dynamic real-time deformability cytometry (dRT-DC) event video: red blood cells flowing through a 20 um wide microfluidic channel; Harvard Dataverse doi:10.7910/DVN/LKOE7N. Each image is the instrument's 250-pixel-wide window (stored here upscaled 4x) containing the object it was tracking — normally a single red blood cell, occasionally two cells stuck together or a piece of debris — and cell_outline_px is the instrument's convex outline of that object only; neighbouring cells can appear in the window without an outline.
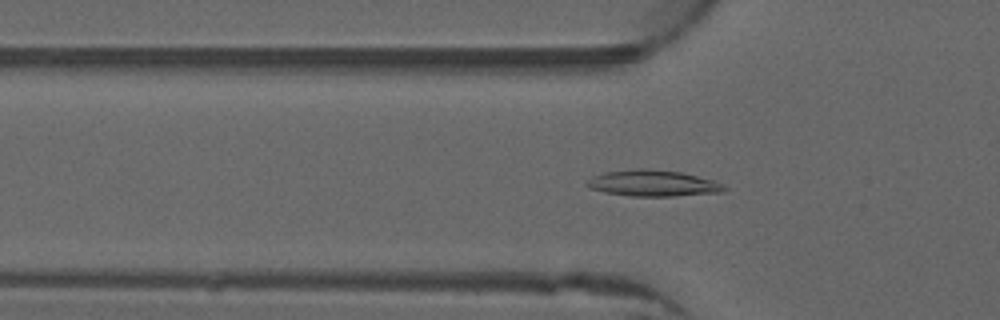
{"species": "common noctule bat (a hibernating species)", "species_latin": "Nyctalus noctula", "temperature_condition": "warm", "stored_images_in_passage": 51, "camera_frame_rate_fps": 3000, "um_per_image_px": 0.085, "animal": {"sex": "male", "forearm_length_mm": 52.5}, "frame": {"image": 1, "passage_image": 16, "time_ms": 5.0, "image_size_px": [1000, 320], "cell_outline_px": [[728, 188], [724, 192], [676, 196], [632, 196], [604, 192], [592, 188], [584, 184], [592, 176], [604, 172], [640, 168], [648, 168], [680, 172], [712, 180], [724, 184]], "centroid_in_image_um": [55.52, 15.57], "position_along_channel_um": 70.3, "area_um2": 20.98}}
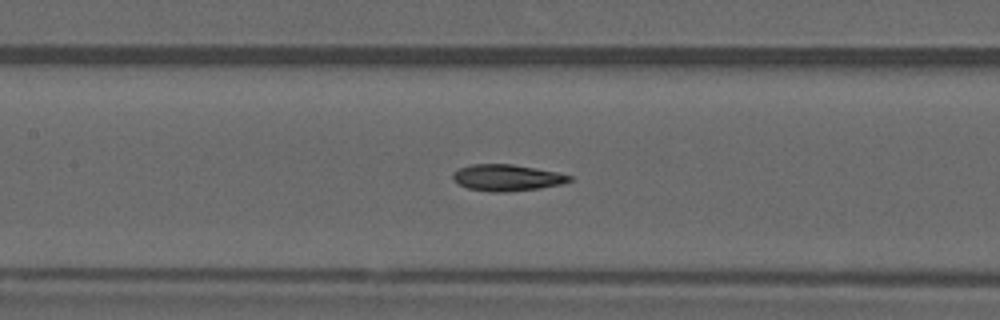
{"frame": {"image": 2, "passage_image": 23, "time_ms": 7.333, "image_size_px": [1000, 320], "cell_outline_px": [[572, 180], [564, 184], [540, 188], [504, 192], [488, 192], [468, 188], [452, 180], [452, 172], [460, 168], [472, 164], [512, 164], [536, 168], [556, 172], [572, 176]], "centroid_in_image_um": [43.08, 15.1], "position_along_channel_um": 164.3, "area_um2": 18.03}}
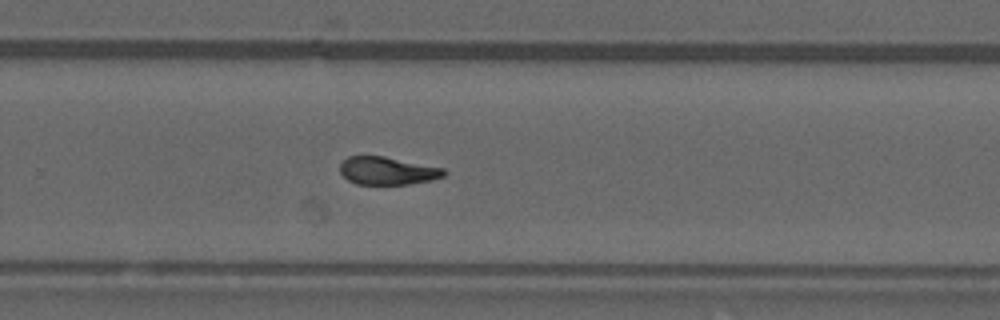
{"frame": {"image": 3, "passage_image": 33, "time_ms": 10.667, "image_size_px": [1000, 320], "cell_outline_px": [[448, 172], [444, 176], [432, 180], [408, 184], [356, 184], [348, 180], [340, 172], [340, 164], [348, 156], [384, 156], [444, 168]], "centroid_in_image_um": [32.95, 14.51], "position_along_channel_um": 296.9, "area_um2": 16.88}, "authors_computed_cell_mechanics": {"area_um2": 18.0336, "velocity_mm_per_s": 3.9951, "shape_relaxation_time_tau1_ms": null, "shape_relaxation_time_tau2_ms": 3.9047, "deformation_change_tau1": null, "deformation_change_tau2": 0.093}}